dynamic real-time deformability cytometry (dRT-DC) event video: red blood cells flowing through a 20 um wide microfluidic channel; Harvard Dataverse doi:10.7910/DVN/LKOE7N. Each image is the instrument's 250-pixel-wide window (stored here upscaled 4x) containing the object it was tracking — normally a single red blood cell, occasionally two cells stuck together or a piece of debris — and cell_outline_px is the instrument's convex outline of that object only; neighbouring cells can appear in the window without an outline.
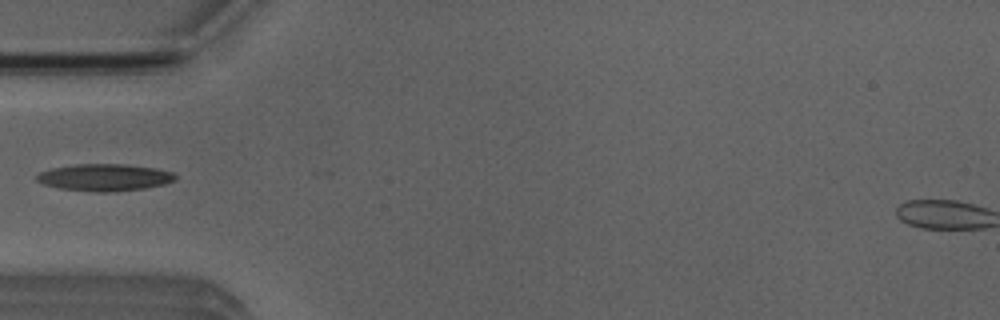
{"species": "Egyptian fruit bat (a non-hibernating species)", "species_latin": "Rousettus aegyptiacus", "temperature_condition": "room temperature", "stored_images_in_passage": 28, "camera_frame_rate_fps": 3000, "um_per_image_px": 0.085, "animal": {"sex": "male"}, "frame": {"image": 1, "passage_image": 1, "time_ms": 0.0, "image_size_px": [1000, 320], "cell_outline_px": [[176, 180], [164, 184], [144, 188], [116, 192], [100, 192], [60, 188], [44, 184], [36, 180], [36, 176], [40, 172], [52, 168], [76, 164], [128, 164], [156, 168], [172, 172], [176, 176]], "centroid_in_image_um": [8.91, 15.07], "position_along_channel_um": 76.1, "area_um2": 21.79}}
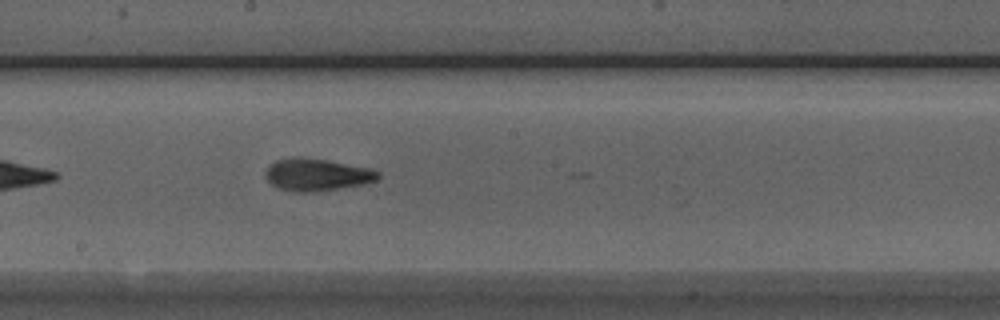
{"frame": {"image": 2, "passage_image": 12, "time_ms": 3.667, "image_size_px": [1000, 320], "cell_outline_px": [[380, 176], [376, 180], [364, 184], [312, 192], [292, 192], [280, 188], [272, 184], [264, 176], [264, 172], [268, 164], [276, 160], [296, 156], [300, 156], [324, 160], [368, 168], [380, 172]], "centroid_in_image_um": [26.87, 14.84], "position_along_channel_um": 221.3, "area_um2": 21.1}}
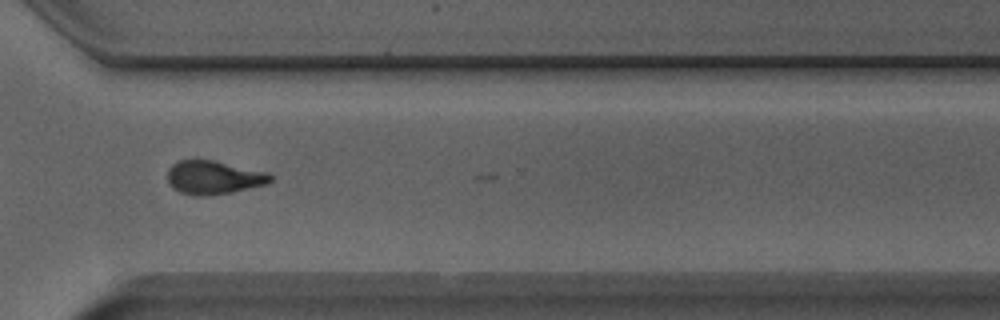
{"frame": {"image": 3, "passage_image": 22, "time_ms": 7.0, "image_size_px": [1000, 320], "cell_outline_px": [[272, 180], [268, 184], [232, 192], [208, 196], [192, 196], [180, 192], [172, 188], [168, 184], [168, 168], [176, 160], [212, 160], [268, 172], [272, 176]], "centroid_in_image_um": [18.14, 15.09], "position_along_channel_um": 352.5, "area_um2": 20.35}}